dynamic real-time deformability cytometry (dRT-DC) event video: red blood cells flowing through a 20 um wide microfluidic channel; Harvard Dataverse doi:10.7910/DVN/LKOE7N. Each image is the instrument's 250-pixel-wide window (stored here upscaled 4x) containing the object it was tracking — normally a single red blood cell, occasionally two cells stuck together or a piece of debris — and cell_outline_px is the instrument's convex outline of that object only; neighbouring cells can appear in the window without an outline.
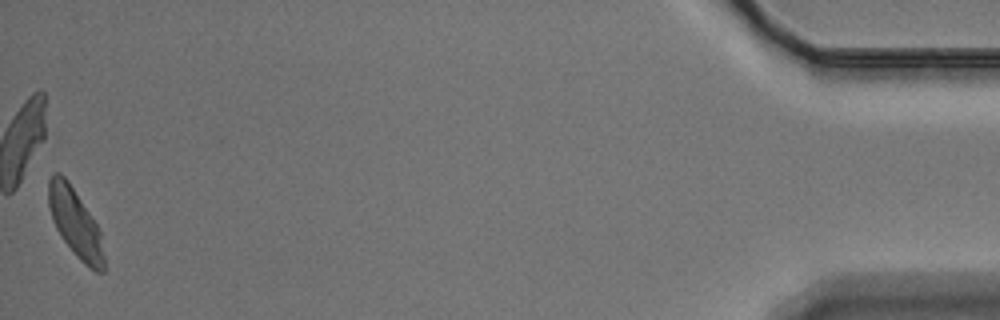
{"species": "Egyptian fruit bat (a non-hibernating species)", "species_latin": "Rousettus aegyptiacus", "temperature_condition": "warm", "stored_images_in_passage": 59, "camera_frame_rate_fps": 3000, "um_per_image_px": 0.085, "animal": {"sex": "male"}, "frame": {"image": 1, "passage_image": 59, "time_ms": 19.333, "image_size_px": [1000, 320], "cell_outline_px": [[104, 272], [96, 272], [84, 264], [76, 256], [64, 240], [56, 228], [52, 220], [48, 204], [48, 180], [52, 172], [60, 172], [68, 180], [96, 224], [100, 232], [104, 256]], "centroid_in_image_um": [6.37, 18.92], "position_along_channel_um": 428.8, "area_um2": 21.91}, "authors_computed_cell_mechanics": {"area_um2": 24.0448, "velocity_mm_per_s": 3.4181, "shape_relaxation_time_tau1_ms": 2.786, "shape_relaxation_time_tau2_ms": 7.3111, "deformation_change_tau1": 0.1244, "deformation_change_tau2": 0.0771}}